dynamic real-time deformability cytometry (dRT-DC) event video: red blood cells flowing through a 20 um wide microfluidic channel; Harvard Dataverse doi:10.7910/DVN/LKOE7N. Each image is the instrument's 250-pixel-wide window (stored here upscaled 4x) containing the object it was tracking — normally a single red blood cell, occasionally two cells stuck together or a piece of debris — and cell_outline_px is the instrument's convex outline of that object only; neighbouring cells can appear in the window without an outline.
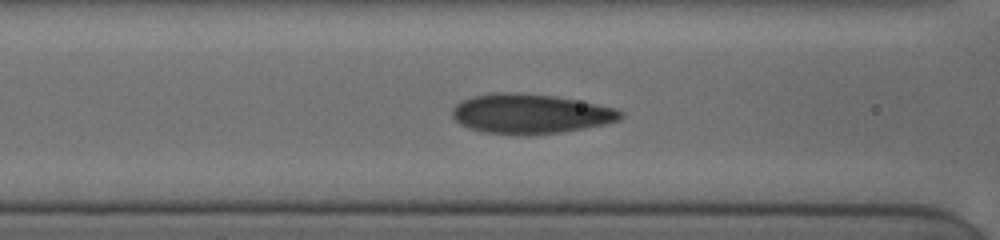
{"species": "human", "species_latin": "Homo sapiens", "temperature_condition": "cold", "stored_images_in_passage": 27, "camera_frame_rate_fps": 3000, "um_per_image_px": 0.085, "donor": {"sex": "female"}, "frame": {"image": 1, "passage_image": 11, "time_ms": 3.0, "image_size_px": [1000, 240], "cell_outline_px": [[624, 116], [620, 120], [608, 124], [560, 132], [480, 132], [468, 128], [460, 124], [452, 116], [452, 108], [456, 104], [472, 96], [492, 92], [520, 92], [552, 96], [576, 100], [612, 108], [624, 112]], "centroid_in_image_um": [45.07, 9.63], "position_along_channel_um": 121.5, "area_um2": 38.03}}
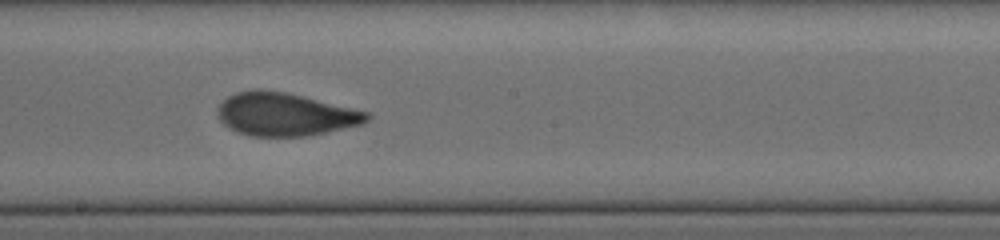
{"frame": {"image": 2, "passage_image": 16, "time_ms": 5.667, "image_size_px": [1000, 240], "cell_outline_px": [[372, 116], [364, 124], [304, 136], [252, 136], [236, 132], [228, 128], [220, 120], [216, 112], [216, 108], [228, 96], [236, 92], [256, 88], [260, 88], [284, 92], [368, 112]], "centroid_in_image_um": [24.18, 9.71], "position_along_channel_um": 224.0, "area_um2": 37.28}}
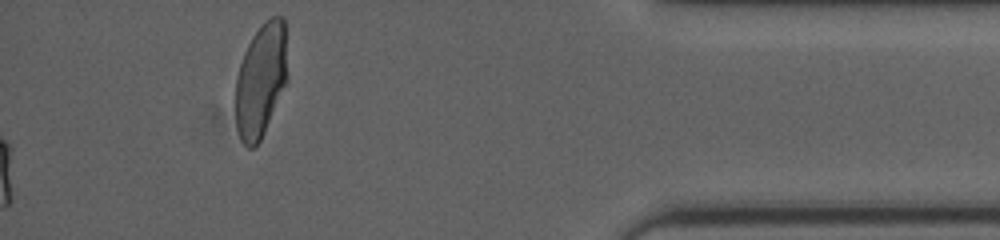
{"frame": {"image": 3, "passage_image": 27, "time_ms": 13.333, "image_size_px": [1000, 240], "cell_outline_px": [[288, 80], [264, 132], [260, 140], [252, 148], [248, 148], [244, 144], [236, 128], [236, 76], [244, 52], [252, 36], [264, 20], [272, 16], [284, 16], [288, 76]], "centroid_in_image_um": [22.19, 6.77], "position_along_channel_um": 413.0, "area_um2": 34.56}, "authors_computed_cell_mechanics": {"area_um2": 37.1654, "velocity_mm_per_s": 3.8487, "shape_relaxation_time_tau1_ms": 3.4589, "shape_relaxation_time_tau2_ms": 0.8246, "deformation_change_tau1": 0.1511, "deformation_change_tau2": 0.0459}}